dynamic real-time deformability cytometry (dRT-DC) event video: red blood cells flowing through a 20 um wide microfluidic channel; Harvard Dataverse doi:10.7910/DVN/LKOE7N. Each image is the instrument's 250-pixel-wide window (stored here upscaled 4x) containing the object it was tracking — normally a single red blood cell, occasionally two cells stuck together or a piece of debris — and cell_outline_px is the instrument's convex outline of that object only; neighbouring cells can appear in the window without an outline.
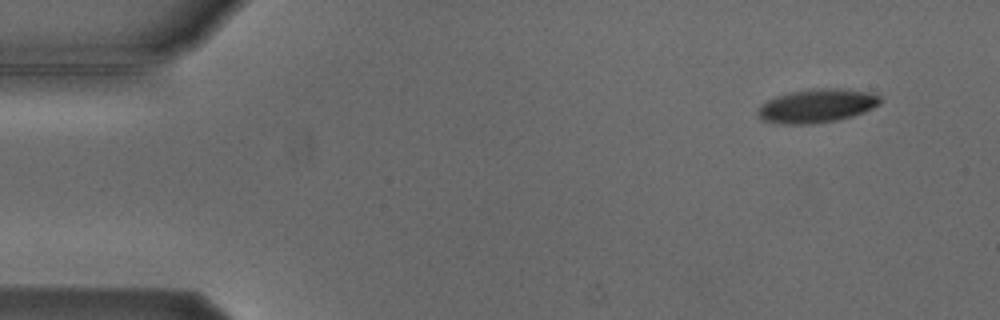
{"species": "Egyptian fruit bat (a non-hibernating species)", "species_latin": "Rousettus aegyptiacus", "temperature_condition": "cold", "stored_images_in_passage": 4, "camera_frame_rate_fps": 3000, "um_per_image_px": 0.085, "animal": {"sex": "male"}, "frame": {"image": 1, "passage_image": 1, "time_ms": 0.0, "image_size_px": [1000, 320], "cell_outline_px": [[884, 100], [880, 104], [864, 112], [852, 116], [836, 120], [812, 124], [780, 124], [764, 120], [756, 112], [760, 104], [776, 96], [792, 92], [812, 88], [840, 88], [872, 92], [880, 96]], "centroid_in_image_um": [69.47, 8.98], "position_along_channel_um": 15.5, "area_um2": 24.16}}
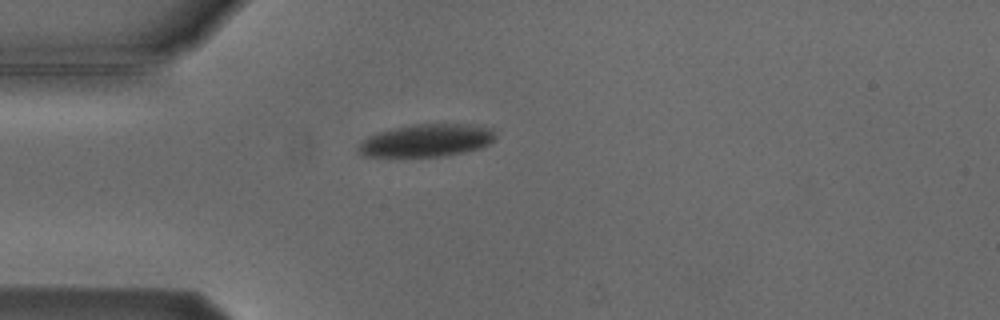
{"frame": {"image": 2, "passage_image": 4, "time_ms": 3.333, "image_size_px": [1000, 320], "cell_outline_px": [[496, 136], [488, 144], [464, 152], [448, 156], [364, 156], [360, 152], [360, 144], [368, 136], [392, 128], [412, 124], [472, 124], [492, 128]], "centroid_in_image_um": [36.29, 11.92], "position_along_channel_um": 48.7, "area_um2": 25.72}}